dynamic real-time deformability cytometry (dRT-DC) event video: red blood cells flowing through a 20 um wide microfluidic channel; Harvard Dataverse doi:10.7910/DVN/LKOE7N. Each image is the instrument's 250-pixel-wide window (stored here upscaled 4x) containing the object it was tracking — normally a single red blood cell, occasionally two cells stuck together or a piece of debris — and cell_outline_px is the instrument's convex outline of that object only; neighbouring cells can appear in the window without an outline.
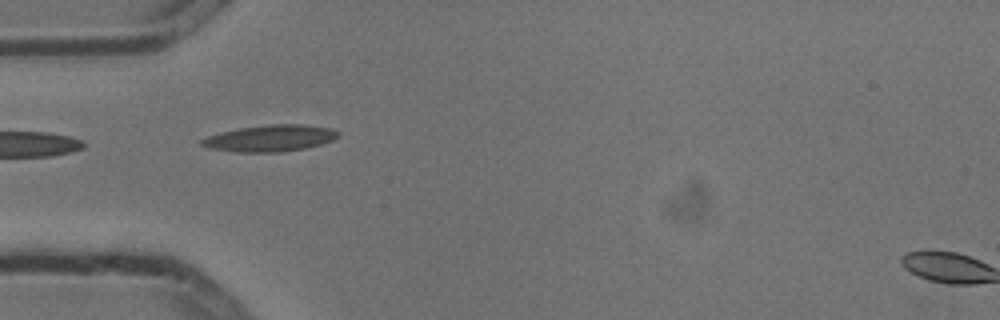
{"species": "common noctule bat (a hibernating species)", "species_latin": "Nyctalus noctula", "temperature_condition": "cold", "stored_images_in_passage": 2, "camera_frame_rate_fps": 3000, "um_per_image_px": 0.085, "animal": {"sex": "male", "body_mass_g": 13.3}, "frame": {"image": 1, "passage_image": 1, "time_ms": 0.0, "image_size_px": [1000, 320], "cell_outline_px": [[340, 136], [332, 140], [320, 144], [304, 148], [280, 152], [236, 152], [208, 148], [200, 144], [200, 140], [208, 136], [240, 128], [272, 124], [304, 124], [332, 128], [340, 132]], "centroid_in_image_um": [23.0, 11.75], "position_along_channel_um": 62.0, "area_um2": 20.98}}
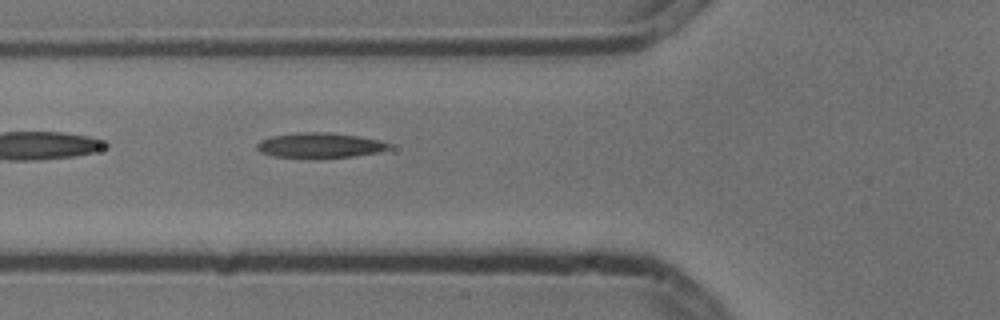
{"frame": {"image": 2, "passage_image": 2, "time_ms": 0.333, "image_size_px": [1000, 320], "cell_outline_px": [[388, 148], [376, 152], [352, 156], [320, 160], [316, 160], [272, 156], [260, 152], [256, 148], [256, 144], [260, 140], [272, 136], [296, 132], [328, 132], [360, 136], [384, 140], [388, 144]], "centroid_in_image_um": [27.12, 12.37], "position_along_channel_um": 98.7, "area_um2": 19.94}}